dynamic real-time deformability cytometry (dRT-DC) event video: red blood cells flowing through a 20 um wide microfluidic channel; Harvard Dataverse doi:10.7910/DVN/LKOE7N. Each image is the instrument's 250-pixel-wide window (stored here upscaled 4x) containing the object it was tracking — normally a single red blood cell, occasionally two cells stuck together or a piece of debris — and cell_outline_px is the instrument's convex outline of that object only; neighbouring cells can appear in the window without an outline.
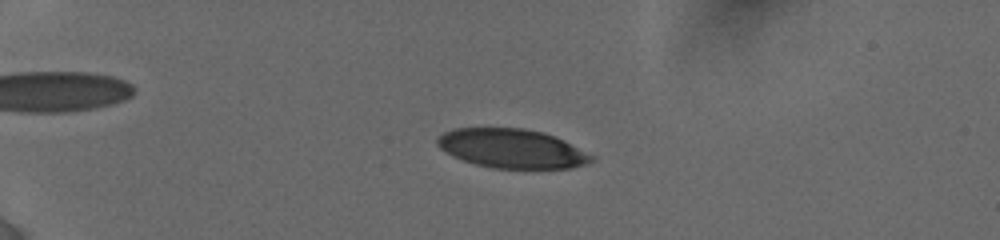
{"species": "human", "species_latin": "Homo sapiens", "temperature_condition": "cold", "stored_images_in_passage": 15, "camera_frame_rate_fps": 3000, "um_per_image_px": 0.085, "donor": {"sex": "female"}, "frame": {"image": 1, "passage_image": 5, "time_ms": 4.0, "image_size_px": [1000, 240], "cell_outline_px": [[596, 160], [588, 164], [572, 168], [492, 168], [476, 164], [452, 156], [440, 148], [436, 144], [436, 140], [444, 132], [452, 128], [524, 128], [544, 132], [556, 136], [596, 156]], "centroid_in_image_um": [43.56, 12.62], "position_along_channel_um": 41.4, "area_um2": 35.43}}
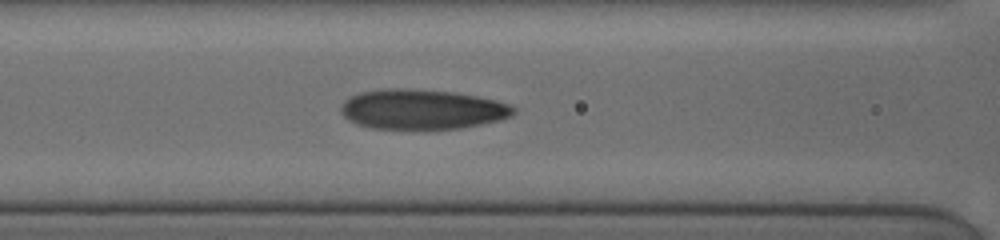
{"frame": {"image": 2, "passage_image": 11, "time_ms": 8.0, "image_size_px": [1000, 240], "cell_outline_px": [[516, 112], [512, 116], [500, 120], [460, 128], [424, 132], [368, 128], [356, 124], [348, 120], [340, 112], [340, 108], [344, 100], [360, 92], [384, 88], [404, 88], [452, 92], [476, 96], [496, 100], [508, 104], [516, 108]], "centroid_in_image_um": [35.84, 9.34], "position_along_channel_um": 130.8, "area_um2": 41.38}}
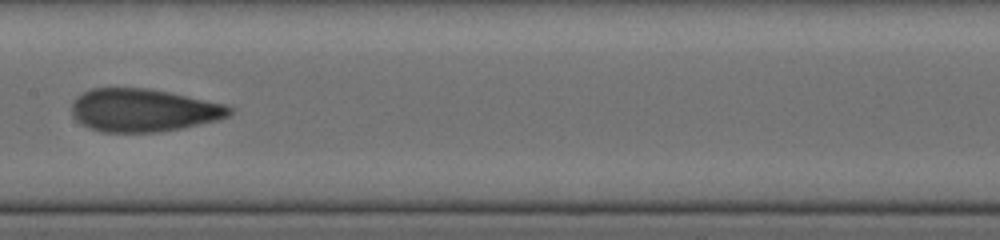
{"frame": {"image": 3, "passage_image": 14, "time_ms": 9.667, "image_size_px": [1000, 240], "cell_outline_px": [[232, 112], [228, 116], [216, 120], [180, 128], [160, 132], [100, 132], [88, 128], [72, 116], [72, 104], [76, 96], [92, 88], [144, 88], [168, 92], [224, 104], [232, 108]], "centroid_in_image_um": [12.14, 9.37], "position_along_channel_um": 195.3, "area_um2": 39.19}}